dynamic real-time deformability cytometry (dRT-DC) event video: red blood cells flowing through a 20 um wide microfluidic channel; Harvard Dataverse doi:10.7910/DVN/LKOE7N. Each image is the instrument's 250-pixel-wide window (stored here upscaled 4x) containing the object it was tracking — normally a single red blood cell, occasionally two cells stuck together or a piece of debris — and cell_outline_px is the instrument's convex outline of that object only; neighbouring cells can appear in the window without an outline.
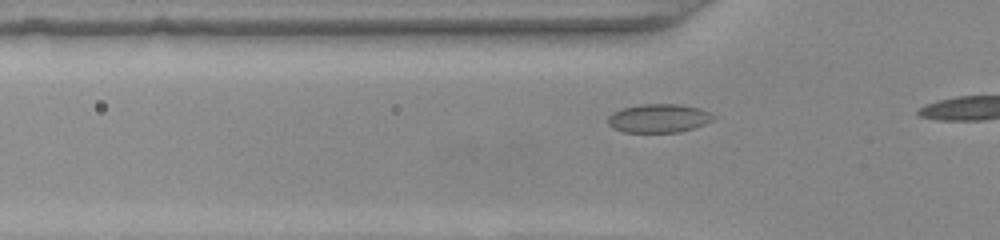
{"species": "common noctule bat (a hibernating species)", "species_latin": "Nyctalus noctula", "temperature_condition": "warm", "stored_images_in_passage": 9, "camera_frame_rate_fps": 3000, "um_per_image_px": 0.085, "animal": {"sex": "female", "body_mass_g": 22.0, "forearm_length_mm": 56.7}, "frame": {"image": 1, "passage_image": 6, "time_ms": 1.667, "image_size_px": [1000, 240], "cell_outline_px": [[716, 116], [712, 120], [704, 124], [680, 132], [624, 132], [612, 128], [608, 124], [608, 116], [612, 112], [624, 108], [640, 104], [680, 104], [700, 108]], "centroid_in_image_um": [55.97, 10.05], "position_along_channel_um": 69.8, "area_um2": 17.57}}